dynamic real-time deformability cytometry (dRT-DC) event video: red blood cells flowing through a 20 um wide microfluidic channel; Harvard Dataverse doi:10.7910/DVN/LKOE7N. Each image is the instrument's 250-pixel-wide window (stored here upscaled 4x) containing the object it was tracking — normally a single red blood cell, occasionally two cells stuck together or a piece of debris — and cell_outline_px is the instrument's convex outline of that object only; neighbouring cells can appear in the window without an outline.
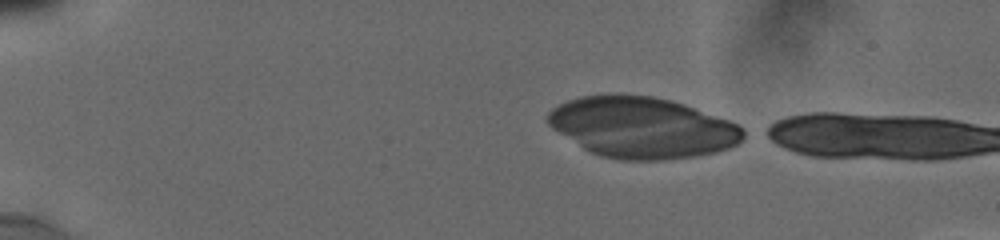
{"species": "human", "species_latin": "Homo sapiens", "temperature_condition": "cold", "stored_images_in_passage": 14, "camera_frame_rate_fps": 3000, "um_per_image_px": 0.085, "donor": {"sex": "male"}, "frame": {"image": 1, "passage_image": 1, "time_ms": 0.0, "image_size_px": [1000, 240], "cell_outline_px": [[744, 136], [736, 144], [728, 148], [716, 152], [696, 156], [660, 160], [620, 160], [600, 156], [584, 148], [552, 128], [548, 124], [548, 112], [552, 108], [568, 100], [580, 96], [616, 92], [620, 92], [652, 96], [672, 100], [684, 104], [740, 124], [744, 128]], "centroid_in_image_um": [54.57, 10.81], "position_along_channel_um": 30.4, "area_um2": 69.76}}